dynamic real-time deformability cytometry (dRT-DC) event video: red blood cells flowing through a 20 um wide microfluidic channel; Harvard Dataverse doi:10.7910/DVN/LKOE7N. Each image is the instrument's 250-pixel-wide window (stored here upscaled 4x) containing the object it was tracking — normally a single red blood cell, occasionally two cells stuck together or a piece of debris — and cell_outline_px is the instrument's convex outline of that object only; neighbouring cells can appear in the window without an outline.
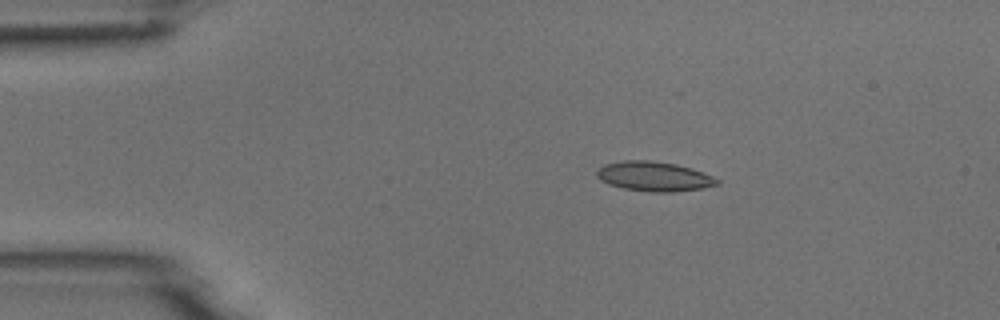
{"species": "common noctule bat (a hibernating species)", "species_latin": "Nyctalus noctula", "temperature_condition": "room temperature", "stored_images_in_passage": 4, "camera_frame_rate_fps": 3000, "um_per_image_px": 0.085, "animal": {"sex": "male", "body_mass_g": 18.8}, "frame": {"image": 1, "passage_image": 3, "time_ms": 0.667, "image_size_px": [1000, 320], "cell_outline_px": [[720, 184], [704, 188], [672, 192], [652, 192], [624, 188], [608, 184], [600, 180], [596, 176], [596, 172], [604, 164], [624, 160], [648, 160], [676, 164], [692, 168], [704, 172], [720, 180]], "centroid_in_image_um": [55.62, 14.99], "position_along_channel_um": 29.4, "area_um2": 20.87}}